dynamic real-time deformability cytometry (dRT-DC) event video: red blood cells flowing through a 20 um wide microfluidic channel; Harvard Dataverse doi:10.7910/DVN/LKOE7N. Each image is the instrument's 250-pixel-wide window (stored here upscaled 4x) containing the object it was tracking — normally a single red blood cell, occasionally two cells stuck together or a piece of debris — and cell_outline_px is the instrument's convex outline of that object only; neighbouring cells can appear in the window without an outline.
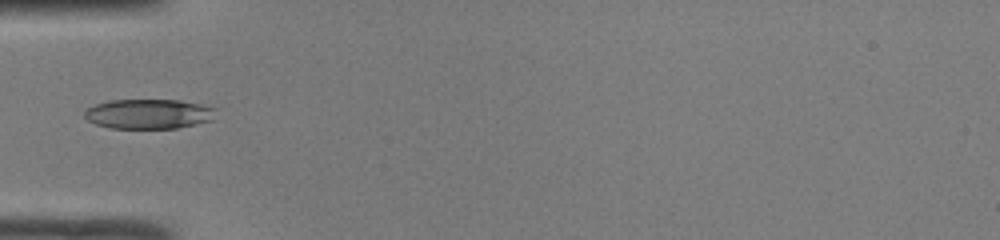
{"species": "common noctule bat (a hibernating species)", "species_latin": "Nyctalus noctula", "temperature_condition": "room temperature", "stored_images_in_passage": 13, "camera_frame_rate_fps": 3000, "um_per_image_px": 0.085, "animal": {"sex": "male", "body_mass_g": 19.0, "forearm_length_mm": 50.8}, "frame": {"image": 1, "passage_image": 1, "time_ms": 0.0, "image_size_px": [1000, 240], "cell_outline_px": [[216, 108], [212, 120], [196, 124], [176, 128], [108, 128], [96, 124], [88, 120], [84, 116], [84, 112], [88, 108], [96, 104], [112, 100], [180, 100], [200, 104]], "centroid_in_image_um": [12.63, 9.68], "position_along_channel_um": 72.4, "area_um2": 22.66}}
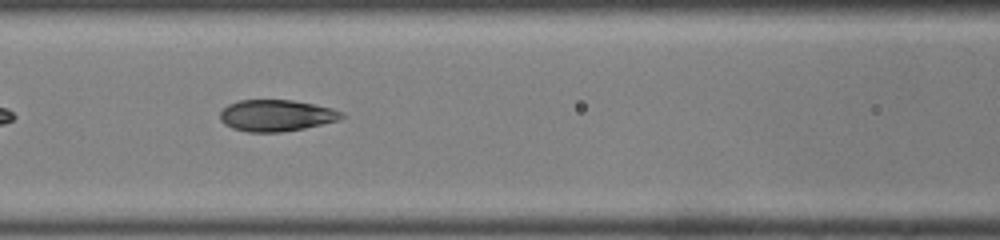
{"frame": {"image": 2, "passage_image": 6, "time_ms": 1.667, "image_size_px": [1000, 240], "cell_outline_px": [[344, 116], [340, 120], [304, 128], [280, 132], [248, 132], [232, 128], [224, 124], [220, 120], [220, 112], [228, 104], [240, 100], [292, 100], [332, 108], [344, 112]], "centroid_in_image_um": [23.48, 9.82], "position_along_channel_um": 143.1, "area_um2": 22.31}}